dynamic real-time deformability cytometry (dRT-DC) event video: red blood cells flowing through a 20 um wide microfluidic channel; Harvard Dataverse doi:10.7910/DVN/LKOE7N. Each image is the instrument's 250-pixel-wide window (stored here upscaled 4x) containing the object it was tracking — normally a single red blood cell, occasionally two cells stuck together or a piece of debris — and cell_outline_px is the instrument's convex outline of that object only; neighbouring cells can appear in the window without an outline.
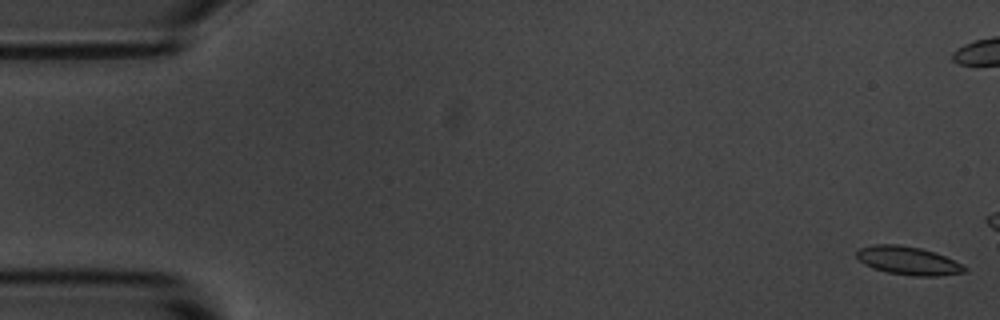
{"species": "common noctule bat (a hibernating species)", "species_latin": "Nyctalus noctula", "temperature_condition": "room temperature", "stored_images_in_passage": 5, "camera_frame_rate_fps": 3000, "um_per_image_px": 0.085, "animal": {"sex": "male", "body_mass_g": 20.1, "forearm_length_mm": 53.5}, "frame": {"image": 1, "passage_image": 1, "time_ms": 0.0, "image_size_px": [1000, 320], "cell_outline_px": [[968, 272], [940, 276], [912, 276], [888, 272], [872, 268], [864, 264], [856, 256], [856, 252], [860, 248], [876, 244], [896, 244], [920, 248], [936, 252], [968, 268]], "centroid_in_image_um": [77.21, 22.16], "position_along_channel_um": 7.8, "area_um2": 17.8}}